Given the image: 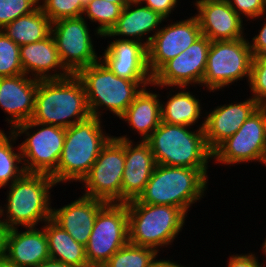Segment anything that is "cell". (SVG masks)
<instances>
[{
  "label": "cell",
  "mask_w": 266,
  "mask_h": 267,
  "mask_svg": "<svg viewBox=\"0 0 266 267\" xmlns=\"http://www.w3.org/2000/svg\"><path fill=\"white\" fill-rule=\"evenodd\" d=\"M90 116L86 93L76 74L38 81L33 122L68 128Z\"/></svg>",
  "instance_id": "obj_1"
},
{
  "label": "cell",
  "mask_w": 266,
  "mask_h": 267,
  "mask_svg": "<svg viewBox=\"0 0 266 267\" xmlns=\"http://www.w3.org/2000/svg\"><path fill=\"white\" fill-rule=\"evenodd\" d=\"M204 124L193 132L189 126L171 125L161 121L160 125L145 140L156 164L165 166L208 169L213 157L204 135Z\"/></svg>",
  "instance_id": "obj_2"
},
{
  "label": "cell",
  "mask_w": 266,
  "mask_h": 267,
  "mask_svg": "<svg viewBox=\"0 0 266 267\" xmlns=\"http://www.w3.org/2000/svg\"><path fill=\"white\" fill-rule=\"evenodd\" d=\"M207 177V169L156 164L143 192L129 202L170 205L187 214L191 204L204 195Z\"/></svg>",
  "instance_id": "obj_3"
},
{
  "label": "cell",
  "mask_w": 266,
  "mask_h": 267,
  "mask_svg": "<svg viewBox=\"0 0 266 267\" xmlns=\"http://www.w3.org/2000/svg\"><path fill=\"white\" fill-rule=\"evenodd\" d=\"M101 128L100 118L96 116L66 128L57 168L50 174L56 184L67 180L81 182L89 173L102 148L112 138Z\"/></svg>",
  "instance_id": "obj_4"
},
{
  "label": "cell",
  "mask_w": 266,
  "mask_h": 267,
  "mask_svg": "<svg viewBox=\"0 0 266 267\" xmlns=\"http://www.w3.org/2000/svg\"><path fill=\"white\" fill-rule=\"evenodd\" d=\"M76 76L83 84L91 116L96 117L101 115L99 106H106L104 109L120 117L142 89L148 84L152 85V81H131L118 77L101 60L82 68Z\"/></svg>",
  "instance_id": "obj_5"
},
{
  "label": "cell",
  "mask_w": 266,
  "mask_h": 267,
  "mask_svg": "<svg viewBox=\"0 0 266 267\" xmlns=\"http://www.w3.org/2000/svg\"><path fill=\"white\" fill-rule=\"evenodd\" d=\"M128 242L153 248L171 244L182 230L186 213L170 205L127 202Z\"/></svg>",
  "instance_id": "obj_6"
},
{
  "label": "cell",
  "mask_w": 266,
  "mask_h": 267,
  "mask_svg": "<svg viewBox=\"0 0 266 267\" xmlns=\"http://www.w3.org/2000/svg\"><path fill=\"white\" fill-rule=\"evenodd\" d=\"M56 183L49 174L25 173L9 186L6 219L9 229L16 226L35 227L52 218L49 189Z\"/></svg>",
  "instance_id": "obj_7"
},
{
  "label": "cell",
  "mask_w": 266,
  "mask_h": 267,
  "mask_svg": "<svg viewBox=\"0 0 266 267\" xmlns=\"http://www.w3.org/2000/svg\"><path fill=\"white\" fill-rule=\"evenodd\" d=\"M252 52L244 38L211 41L202 84L210 91L247 77L250 79Z\"/></svg>",
  "instance_id": "obj_8"
},
{
  "label": "cell",
  "mask_w": 266,
  "mask_h": 267,
  "mask_svg": "<svg viewBox=\"0 0 266 267\" xmlns=\"http://www.w3.org/2000/svg\"><path fill=\"white\" fill-rule=\"evenodd\" d=\"M42 126L38 132L29 134L28 130L33 127ZM11 131L16 135L26 133L28 138L18 147L23 158V167L26 173L51 174L58 165L64 140L66 128L40 124L29 120L16 125Z\"/></svg>",
  "instance_id": "obj_9"
},
{
  "label": "cell",
  "mask_w": 266,
  "mask_h": 267,
  "mask_svg": "<svg viewBox=\"0 0 266 267\" xmlns=\"http://www.w3.org/2000/svg\"><path fill=\"white\" fill-rule=\"evenodd\" d=\"M128 243L126 203H107L97 214L85 246L90 267H102L111 256Z\"/></svg>",
  "instance_id": "obj_10"
},
{
  "label": "cell",
  "mask_w": 266,
  "mask_h": 267,
  "mask_svg": "<svg viewBox=\"0 0 266 267\" xmlns=\"http://www.w3.org/2000/svg\"><path fill=\"white\" fill-rule=\"evenodd\" d=\"M124 165V140L112 137L81 181L86 187L84 195L107 203H122Z\"/></svg>",
  "instance_id": "obj_11"
},
{
  "label": "cell",
  "mask_w": 266,
  "mask_h": 267,
  "mask_svg": "<svg viewBox=\"0 0 266 267\" xmlns=\"http://www.w3.org/2000/svg\"><path fill=\"white\" fill-rule=\"evenodd\" d=\"M83 17L63 18L51 25V35L61 63L70 74H76L82 68L100 60Z\"/></svg>",
  "instance_id": "obj_12"
},
{
  "label": "cell",
  "mask_w": 266,
  "mask_h": 267,
  "mask_svg": "<svg viewBox=\"0 0 266 267\" xmlns=\"http://www.w3.org/2000/svg\"><path fill=\"white\" fill-rule=\"evenodd\" d=\"M213 159L224 164L257 160L266 165L264 106H259L234 135L213 151Z\"/></svg>",
  "instance_id": "obj_13"
},
{
  "label": "cell",
  "mask_w": 266,
  "mask_h": 267,
  "mask_svg": "<svg viewBox=\"0 0 266 267\" xmlns=\"http://www.w3.org/2000/svg\"><path fill=\"white\" fill-rule=\"evenodd\" d=\"M211 40L201 35L190 47L166 62L154 75L153 86H178L186 88L189 84L202 85L207 66Z\"/></svg>",
  "instance_id": "obj_14"
},
{
  "label": "cell",
  "mask_w": 266,
  "mask_h": 267,
  "mask_svg": "<svg viewBox=\"0 0 266 267\" xmlns=\"http://www.w3.org/2000/svg\"><path fill=\"white\" fill-rule=\"evenodd\" d=\"M201 29L196 15L189 19L171 23L155 31L146 42L148 68L154 75L166 62L185 51L201 36Z\"/></svg>",
  "instance_id": "obj_15"
},
{
  "label": "cell",
  "mask_w": 266,
  "mask_h": 267,
  "mask_svg": "<svg viewBox=\"0 0 266 267\" xmlns=\"http://www.w3.org/2000/svg\"><path fill=\"white\" fill-rule=\"evenodd\" d=\"M100 60L118 77L131 81H153L148 68L147 46L131 39H116L108 45Z\"/></svg>",
  "instance_id": "obj_16"
},
{
  "label": "cell",
  "mask_w": 266,
  "mask_h": 267,
  "mask_svg": "<svg viewBox=\"0 0 266 267\" xmlns=\"http://www.w3.org/2000/svg\"><path fill=\"white\" fill-rule=\"evenodd\" d=\"M201 34L211 41L243 37V20L227 1L196 0Z\"/></svg>",
  "instance_id": "obj_17"
},
{
  "label": "cell",
  "mask_w": 266,
  "mask_h": 267,
  "mask_svg": "<svg viewBox=\"0 0 266 267\" xmlns=\"http://www.w3.org/2000/svg\"><path fill=\"white\" fill-rule=\"evenodd\" d=\"M124 140L125 168L122 177V203L135 200L143 192L156 166L149 145L142 141L133 146L127 136L115 137Z\"/></svg>",
  "instance_id": "obj_18"
},
{
  "label": "cell",
  "mask_w": 266,
  "mask_h": 267,
  "mask_svg": "<svg viewBox=\"0 0 266 267\" xmlns=\"http://www.w3.org/2000/svg\"><path fill=\"white\" fill-rule=\"evenodd\" d=\"M38 81L25 74L0 78V106L11 116V129L31 120Z\"/></svg>",
  "instance_id": "obj_19"
},
{
  "label": "cell",
  "mask_w": 266,
  "mask_h": 267,
  "mask_svg": "<svg viewBox=\"0 0 266 267\" xmlns=\"http://www.w3.org/2000/svg\"><path fill=\"white\" fill-rule=\"evenodd\" d=\"M259 106L252 97L245 102L218 106L210 112L203 121L209 149L213 152L222 142L234 135Z\"/></svg>",
  "instance_id": "obj_20"
},
{
  "label": "cell",
  "mask_w": 266,
  "mask_h": 267,
  "mask_svg": "<svg viewBox=\"0 0 266 267\" xmlns=\"http://www.w3.org/2000/svg\"><path fill=\"white\" fill-rule=\"evenodd\" d=\"M106 204L103 200L83 195L62 208L52 209L51 219L76 242L86 246L97 214Z\"/></svg>",
  "instance_id": "obj_21"
},
{
  "label": "cell",
  "mask_w": 266,
  "mask_h": 267,
  "mask_svg": "<svg viewBox=\"0 0 266 267\" xmlns=\"http://www.w3.org/2000/svg\"><path fill=\"white\" fill-rule=\"evenodd\" d=\"M25 232L9 229L5 257L17 267H35L50 258L44 228L27 227Z\"/></svg>",
  "instance_id": "obj_22"
},
{
  "label": "cell",
  "mask_w": 266,
  "mask_h": 267,
  "mask_svg": "<svg viewBox=\"0 0 266 267\" xmlns=\"http://www.w3.org/2000/svg\"><path fill=\"white\" fill-rule=\"evenodd\" d=\"M20 60L24 74L32 72V76L34 74V78L38 80L60 79L70 75L61 63L51 34L44 40L20 46ZM56 68H60L63 73H49L54 69L56 71Z\"/></svg>",
  "instance_id": "obj_23"
},
{
  "label": "cell",
  "mask_w": 266,
  "mask_h": 267,
  "mask_svg": "<svg viewBox=\"0 0 266 267\" xmlns=\"http://www.w3.org/2000/svg\"><path fill=\"white\" fill-rule=\"evenodd\" d=\"M161 104L158 95L145 87L119 118L128 121L145 141L161 123Z\"/></svg>",
  "instance_id": "obj_24"
},
{
  "label": "cell",
  "mask_w": 266,
  "mask_h": 267,
  "mask_svg": "<svg viewBox=\"0 0 266 267\" xmlns=\"http://www.w3.org/2000/svg\"><path fill=\"white\" fill-rule=\"evenodd\" d=\"M126 5L115 25L103 36H128L132 41L141 42L142 36L150 31L156 30L164 18L147 6ZM134 37V39H133ZM141 38V39H140Z\"/></svg>",
  "instance_id": "obj_25"
},
{
  "label": "cell",
  "mask_w": 266,
  "mask_h": 267,
  "mask_svg": "<svg viewBox=\"0 0 266 267\" xmlns=\"http://www.w3.org/2000/svg\"><path fill=\"white\" fill-rule=\"evenodd\" d=\"M43 226L47 237L50 258L70 267H90L85 246L76 242L67 231L52 219Z\"/></svg>",
  "instance_id": "obj_26"
},
{
  "label": "cell",
  "mask_w": 266,
  "mask_h": 267,
  "mask_svg": "<svg viewBox=\"0 0 266 267\" xmlns=\"http://www.w3.org/2000/svg\"><path fill=\"white\" fill-rule=\"evenodd\" d=\"M52 22L40 6L33 12L20 16L1 29L19 46L44 40L51 34Z\"/></svg>",
  "instance_id": "obj_27"
},
{
  "label": "cell",
  "mask_w": 266,
  "mask_h": 267,
  "mask_svg": "<svg viewBox=\"0 0 266 267\" xmlns=\"http://www.w3.org/2000/svg\"><path fill=\"white\" fill-rule=\"evenodd\" d=\"M198 99L190 92H178L161 104V121L171 125L192 126L199 120L201 107Z\"/></svg>",
  "instance_id": "obj_28"
},
{
  "label": "cell",
  "mask_w": 266,
  "mask_h": 267,
  "mask_svg": "<svg viewBox=\"0 0 266 267\" xmlns=\"http://www.w3.org/2000/svg\"><path fill=\"white\" fill-rule=\"evenodd\" d=\"M158 252L149 247L136 246L129 242L115 252L102 267H153Z\"/></svg>",
  "instance_id": "obj_29"
},
{
  "label": "cell",
  "mask_w": 266,
  "mask_h": 267,
  "mask_svg": "<svg viewBox=\"0 0 266 267\" xmlns=\"http://www.w3.org/2000/svg\"><path fill=\"white\" fill-rule=\"evenodd\" d=\"M17 136L11 131L10 136L5 134L0 138V188L11 184L22 177L26 171L24 167L17 164H22L21 151L14 153L11 141L16 140ZM20 167V168H19Z\"/></svg>",
  "instance_id": "obj_30"
},
{
  "label": "cell",
  "mask_w": 266,
  "mask_h": 267,
  "mask_svg": "<svg viewBox=\"0 0 266 267\" xmlns=\"http://www.w3.org/2000/svg\"><path fill=\"white\" fill-rule=\"evenodd\" d=\"M123 8L105 0H91L84 9L83 14L91 19L92 22L100 24L97 27L96 34L103 37L115 25L121 15Z\"/></svg>",
  "instance_id": "obj_31"
},
{
  "label": "cell",
  "mask_w": 266,
  "mask_h": 267,
  "mask_svg": "<svg viewBox=\"0 0 266 267\" xmlns=\"http://www.w3.org/2000/svg\"><path fill=\"white\" fill-rule=\"evenodd\" d=\"M24 74L20 46L0 30V78Z\"/></svg>",
  "instance_id": "obj_32"
},
{
  "label": "cell",
  "mask_w": 266,
  "mask_h": 267,
  "mask_svg": "<svg viewBox=\"0 0 266 267\" xmlns=\"http://www.w3.org/2000/svg\"><path fill=\"white\" fill-rule=\"evenodd\" d=\"M43 2V5L39 6L52 23L63 18L82 17L85 9L81 0H43Z\"/></svg>",
  "instance_id": "obj_33"
},
{
  "label": "cell",
  "mask_w": 266,
  "mask_h": 267,
  "mask_svg": "<svg viewBox=\"0 0 266 267\" xmlns=\"http://www.w3.org/2000/svg\"><path fill=\"white\" fill-rule=\"evenodd\" d=\"M40 0H0V30L17 18L33 12Z\"/></svg>",
  "instance_id": "obj_34"
},
{
  "label": "cell",
  "mask_w": 266,
  "mask_h": 267,
  "mask_svg": "<svg viewBox=\"0 0 266 267\" xmlns=\"http://www.w3.org/2000/svg\"><path fill=\"white\" fill-rule=\"evenodd\" d=\"M249 83L253 98L260 106H266V58L252 59Z\"/></svg>",
  "instance_id": "obj_35"
},
{
  "label": "cell",
  "mask_w": 266,
  "mask_h": 267,
  "mask_svg": "<svg viewBox=\"0 0 266 267\" xmlns=\"http://www.w3.org/2000/svg\"><path fill=\"white\" fill-rule=\"evenodd\" d=\"M227 2L239 16L244 14L253 19L262 16L266 11V0H227Z\"/></svg>",
  "instance_id": "obj_36"
},
{
  "label": "cell",
  "mask_w": 266,
  "mask_h": 267,
  "mask_svg": "<svg viewBox=\"0 0 266 267\" xmlns=\"http://www.w3.org/2000/svg\"><path fill=\"white\" fill-rule=\"evenodd\" d=\"M253 44L249 43L253 55L252 59L266 58V23L263 24L258 35L253 37Z\"/></svg>",
  "instance_id": "obj_37"
},
{
  "label": "cell",
  "mask_w": 266,
  "mask_h": 267,
  "mask_svg": "<svg viewBox=\"0 0 266 267\" xmlns=\"http://www.w3.org/2000/svg\"><path fill=\"white\" fill-rule=\"evenodd\" d=\"M147 7L158 13L164 19L169 17L178 0H144Z\"/></svg>",
  "instance_id": "obj_38"
},
{
  "label": "cell",
  "mask_w": 266,
  "mask_h": 267,
  "mask_svg": "<svg viewBox=\"0 0 266 267\" xmlns=\"http://www.w3.org/2000/svg\"><path fill=\"white\" fill-rule=\"evenodd\" d=\"M228 267H263L258 262L255 254L233 255L229 259Z\"/></svg>",
  "instance_id": "obj_39"
},
{
  "label": "cell",
  "mask_w": 266,
  "mask_h": 267,
  "mask_svg": "<svg viewBox=\"0 0 266 267\" xmlns=\"http://www.w3.org/2000/svg\"><path fill=\"white\" fill-rule=\"evenodd\" d=\"M9 228L4 222L0 219V258L5 256L6 253V242Z\"/></svg>",
  "instance_id": "obj_40"
},
{
  "label": "cell",
  "mask_w": 266,
  "mask_h": 267,
  "mask_svg": "<svg viewBox=\"0 0 266 267\" xmlns=\"http://www.w3.org/2000/svg\"><path fill=\"white\" fill-rule=\"evenodd\" d=\"M35 267H70L68 265H65L64 263L58 261V260H54V259H47L43 262H41L40 264H38Z\"/></svg>",
  "instance_id": "obj_41"
},
{
  "label": "cell",
  "mask_w": 266,
  "mask_h": 267,
  "mask_svg": "<svg viewBox=\"0 0 266 267\" xmlns=\"http://www.w3.org/2000/svg\"><path fill=\"white\" fill-rule=\"evenodd\" d=\"M153 267H184L176 264L175 262L169 260H160L155 266Z\"/></svg>",
  "instance_id": "obj_42"
},
{
  "label": "cell",
  "mask_w": 266,
  "mask_h": 267,
  "mask_svg": "<svg viewBox=\"0 0 266 267\" xmlns=\"http://www.w3.org/2000/svg\"><path fill=\"white\" fill-rule=\"evenodd\" d=\"M0 267H17L14 263L10 262L5 256L0 258Z\"/></svg>",
  "instance_id": "obj_43"
},
{
  "label": "cell",
  "mask_w": 266,
  "mask_h": 267,
  "mask_svg": "<svg viewBox=\"0 0 266 267\" xmlns=\"http://www.w3.org/2000/svg\"><path fill=\"white\" fill-rule=\"evenodd\" d=\"M105 1H109V2L114 3V4H118L122 8H124L127 5V0H105Z\"/></svg>",
  "instance_id": "obj_44"
},
{
  "label": "cell",
  "mask_w": 266,
  "mask_h": 267,
  "mask_svg": "<svg viewBox=\"0 0 266 267\" xmlns=\"http://www.w3.org/2000/svg\"><path fill=\"white\" fill-rule=\"evenodd\" d=\"M144 2V0H127V5L128 4H135L140 6V3Z\"/></svg>",
  "instance_id": "obj_45"
},
{
  "label": "cell",
  "mask_w": 266,
  "mask_h": 267,
  "mask_svg": "<svg viewBox=\"0 0 266 267\" xmlns=\"http://www.w3.org/2000/svg\"><path fill=\"white\" fill-rule=\"evenodd\" d=\"M264 133L266 139V106H264Z\"/></svg>",
  "instance_id": "obj_46"
},
{
  "label": "cell",
  "mask_w": 266,
  "mask_h": 267,
  "mask_svg": "<svg viewBox=\"0 0 266 267\" xmlns=\"http://www.w3.org/2000/svg\"><path fill=\"white\" fill-rule=\"evenodd\" d=\"M91 0H81V3L86 6Z\"/></svg>",
  "instance_id": "obj_47"
},
{
  "label": "cell",
  "mask_w": 266,
  "mask_h": 267,
  "mask_svg": "<svg viewBox=\"0 0 266 267\" xmlns=\"http://www.w3.org/2000/svg\"><path fill=\"white\" fill-rule=\"evenodd\" d=\"M262 248H263L264 254H266V239L264 241V245H262Z\"/></svg>",
  "instance_id": "obj_48"
},
{
  "label": "cell",
  "mask_w": 266,
  "mask_h": 267,
  "mask_svg": "<svg viewBox=\"0 0 266 267\" xmlns=\"http://www.w3.org/2000/svg\"><path fill=\"white\" fill-rule=\"evenodd\" d=\"M6 133L3 130H0V138L3 137Z\"/></svg>",
  "instance_id": "obj_49"
},
{
  "label": "cell",
  "mask_w": 266,
  "mask_h": 267,
  "mask_svg": "<svg viewBox=\"0 0 266 267\" xmlns=\"http://www.w3.org/2000/svg\"><path fill=\"white\" fill-rule=\"evenodd\" d=\"M3 211H4V210L1 209V206H0V216L5 215V214H3V213H4Z\"/></svg>",
  "instance_id": "obj_50"
},
{
  "label": "cell",
  "mask_w": 266,
  "mask_h": 267,
  "mask_svg": "<svg viewBox=\"0 0 266 267\" xmlns=\"http://www.w3.org/2000/svg\"><path fill=\"white\" fill-rule=\"evenodd\" d=\"M210 1H227V0H210Z\"/></svg>",
  "instance_id": "obj_51"
}]
</instances>
